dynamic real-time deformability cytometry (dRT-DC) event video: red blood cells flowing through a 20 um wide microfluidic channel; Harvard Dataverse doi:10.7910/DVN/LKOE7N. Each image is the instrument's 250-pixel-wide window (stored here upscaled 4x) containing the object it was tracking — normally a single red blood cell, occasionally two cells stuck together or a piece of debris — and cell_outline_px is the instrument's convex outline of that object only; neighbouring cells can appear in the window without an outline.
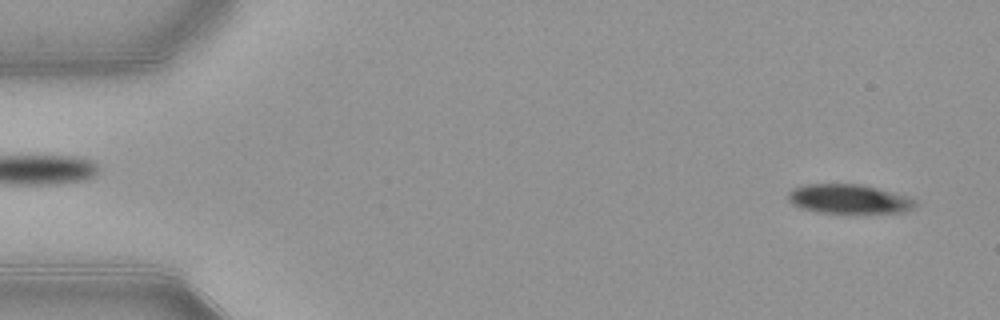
{"species": "common noctule bat (a hibernating species)", "species_latin": "Nyctalus noctula", "temperature_condition": "warm", "stored_images_in_passage": 51, "camera_frame_rate_fps": 3000, "um_per_image_px": 0.085, "animal": {"sex": "female", "body_mass_g": 21.9}, "frame": {"image": 1, "passage_image": 2, "time_ms": 0.333, "image_size_px": [1000, 320], "cell_outline_px": [[916, 204], [912, 208], [900, 212], [820, 212], [800, 208], [792, 204], [788, 200], [788, 192], [792, 188], [804, 184], [860, 184], [908, 196], [916, 200]], "centroid_in_image_um": [72.1, 16.9], "position_along_channel_um": 12.9, "area_um2": 21.39}}
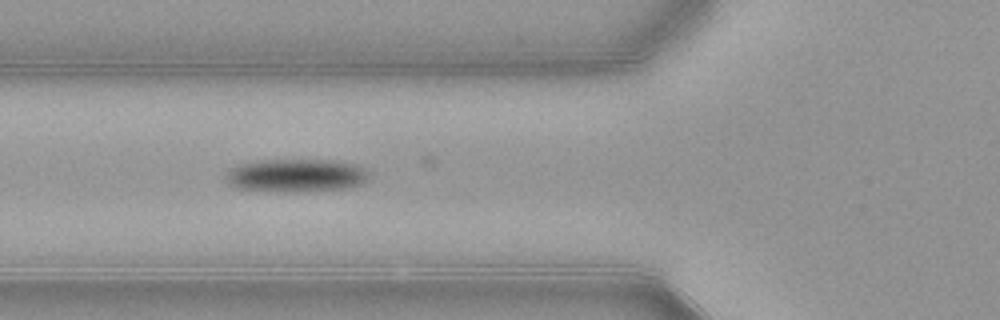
{"frame": {"image": 2, "passage_image": 18, "time_ms": 5.667, "image_size_px": [1000, 320], "cell_outline_px": [[372, 172], [368, 180], [364, 184], [352, 188], [296, 192], [268, 192], [236, 188], [228, 184], [224, 176], [232, 168], [240, 164], [260, 160], [332, 160], [356, 164]], "centroid_in_image_um": [25.22, 14.93], "position_along_channel_um": 100.6, "area_um2": 28.38}}
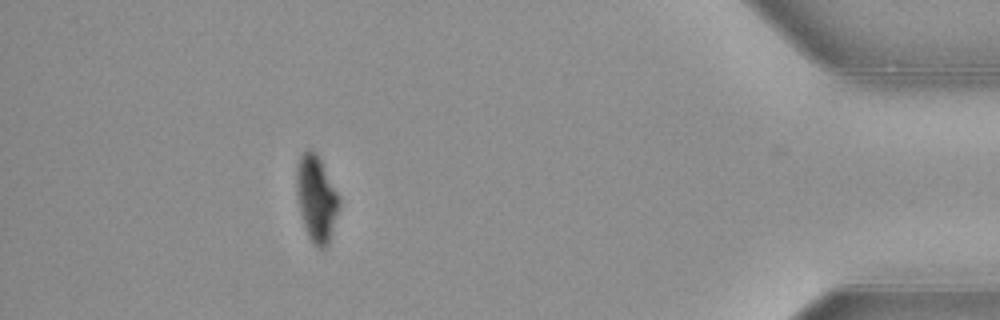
{"frame": {"image": 3, "passage_image": 46, "time_ms": 15.0, "image_size_px": [1000, 320], "cell_outline_px": [[340, 208], [328, 244], [324, 248], [316, 248], [312, 244], [308, 236], [300, 212], [296, 196], [296, 168], [300, 156], [308, 148], [312, 148], [316, 152], [340, 196]], "centroid_in_image_um": [26.9, 16.87], "position_along_channel_um": 408.3, "area_um2": 21.68}, "authors_computed_cell_mechanics": {"area_um2": 25.0852, "velocity_mm_per_s": 3.8953, "shape_relaxation_time_tau1_ms": 2.1029, "shape_relaxation_time_tau2_ms": null, "deformation_change_tau1": 0.1225, "deformation_change_tau2": null}}